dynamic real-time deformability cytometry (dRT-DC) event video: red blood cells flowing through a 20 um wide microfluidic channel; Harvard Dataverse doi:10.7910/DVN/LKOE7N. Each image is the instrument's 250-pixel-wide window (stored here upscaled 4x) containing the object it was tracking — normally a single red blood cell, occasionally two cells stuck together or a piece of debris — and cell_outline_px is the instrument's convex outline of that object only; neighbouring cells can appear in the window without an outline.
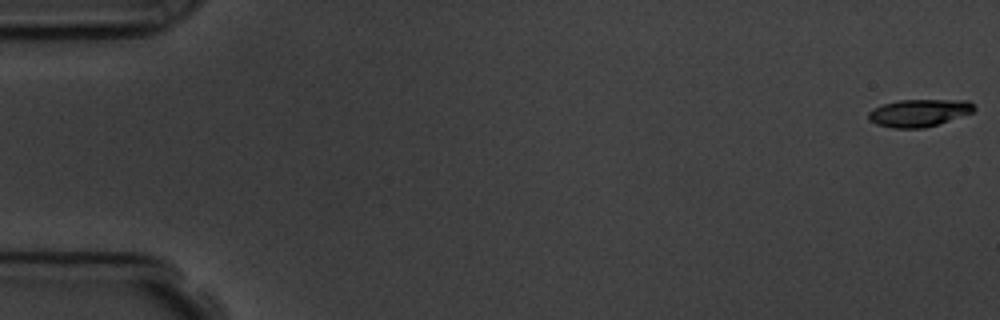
{"species": "common noctule bat (a hibernating species)", "species_latin": "Nyctalus noctula", "temperature_condition": "room temperature", "stored_images_in_passage": 5, "camera_frame_rate_fps": 3000, "um_per_image_px": 0.085, "animal": {"sex": "male", "body_mass_g": 19.5, "forearm_length_mm": 54.6}, "frame": {"image": 1, "passage_image": 1, "time_ms": 0.0, "image_size_px": [1000, 320], "cell_outline_px": [[976, 108], [972, 112], [924, 128], [892, 128], [876, 124], [868, 120], [868, 112], [872, 108], [884, 104], [900, 100], [968, 100]], "centroid_in_image_um": [78.06, 9.59], "position_along_channel_um": 6.9, "area_um2": 16.7}}